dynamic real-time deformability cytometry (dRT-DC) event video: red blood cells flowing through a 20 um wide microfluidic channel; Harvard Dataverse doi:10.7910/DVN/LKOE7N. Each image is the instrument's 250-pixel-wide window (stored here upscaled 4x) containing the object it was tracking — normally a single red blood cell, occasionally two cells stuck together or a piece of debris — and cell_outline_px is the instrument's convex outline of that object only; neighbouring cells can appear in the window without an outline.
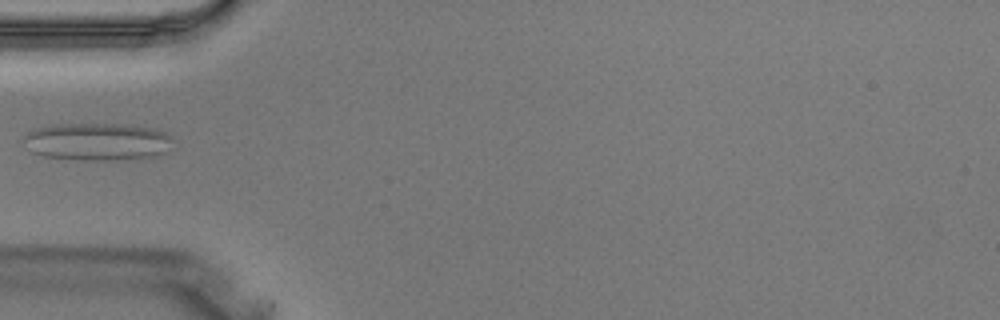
{"species": "Egyptian fruit bat (a non-hibernating species)", "species_latin": "Rousettus aegyptiacus", "temperature_condition": "warm", "stored_images_in_passage": 4, "camera_frame_rate_fps": 3000, "um_per_image_px": 0.085, "animal": {"sex": "male"}, "frame": {"image": 1, "passage_image": 4, "time_ms": 1.0, "image_size_px": [1000, 320], "cell_outline_px": [[172, 140], [168, 152], [156, 156], [116, 160], [84, 160], [44, 156], [32, 152], [20, 140], [28, 132], [36, 128], [52, 124], [132, 124], [156, 128], [168, 132], [172, 136]], "centroid_in_image_um": [8.31, 12.03], "position_along_channel_um": 76.7, "area_um2": 33.29}}